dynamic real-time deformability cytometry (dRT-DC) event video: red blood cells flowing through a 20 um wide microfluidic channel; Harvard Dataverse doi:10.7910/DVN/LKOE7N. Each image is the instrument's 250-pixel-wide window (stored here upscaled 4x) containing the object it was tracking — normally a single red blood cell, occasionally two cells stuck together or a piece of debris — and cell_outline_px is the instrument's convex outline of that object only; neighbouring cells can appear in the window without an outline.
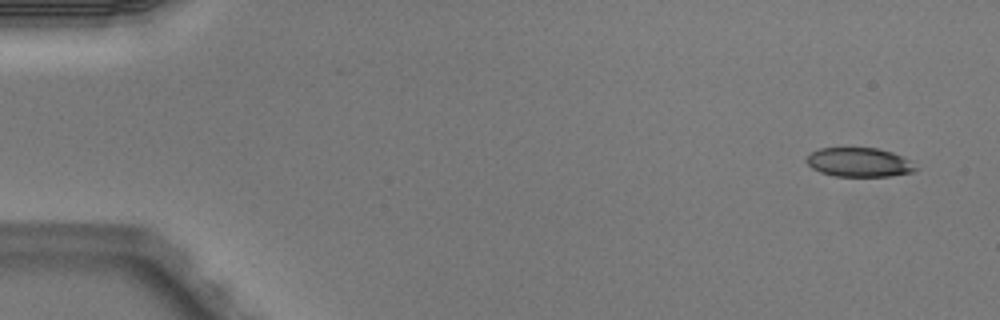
{"species": "Egyptian fruit bat (a non-hibernating species)", "species_latin": "Rousettus aegyptiacus", "temperature_condition": "warm", "stored_images_in_passage": 5, "camera_frame_rate_fps": 3000, "um_per_image_px": 0.085, "animal": {"sex": "male"}, "frame": {"image": 1, "passage_image": 1, "time_ms": 0.0, "image_size_px": [1000, 320], "cell_outline_px": [[920, 168], [912, 172], [892, 176], [832, 176], [820, 172], [812, 168], [804, 160], [812, 152], [820, 148], [876, 148], [892, 152], [908, 160]], "centroid_in_image_um": [73.02, 13.8], "position_along_channel_um": 12.0, "area_um2": 18.5}}
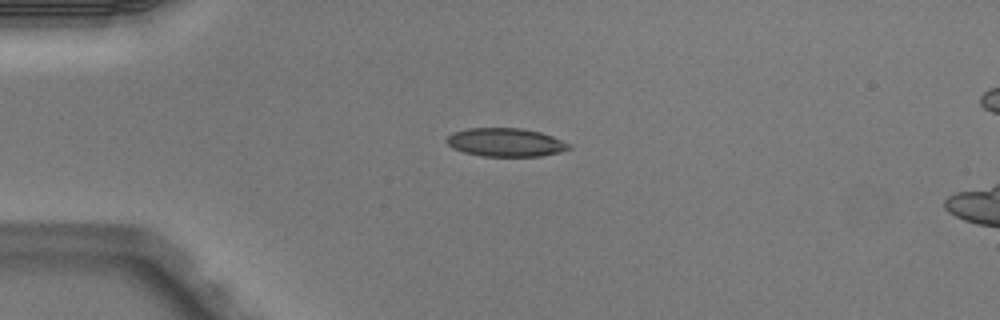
{"frame": {"image": 2, "passage_image": 4, "time_ms": 1.0, "image_size_px": [1000, 320], "cell_outline_px": [[572, 148], [560, 152], [540, 156], [480, 156], [464, 152], [452, 148], [444, 140], [452, 132], [468, 128], [520, 128], [540, 132], [552, 136], [572, 144]], "centroid_in_image_um": [42.97, 12.1], "position_along_channel_um": 42.0, "area_um2": 20.4}}